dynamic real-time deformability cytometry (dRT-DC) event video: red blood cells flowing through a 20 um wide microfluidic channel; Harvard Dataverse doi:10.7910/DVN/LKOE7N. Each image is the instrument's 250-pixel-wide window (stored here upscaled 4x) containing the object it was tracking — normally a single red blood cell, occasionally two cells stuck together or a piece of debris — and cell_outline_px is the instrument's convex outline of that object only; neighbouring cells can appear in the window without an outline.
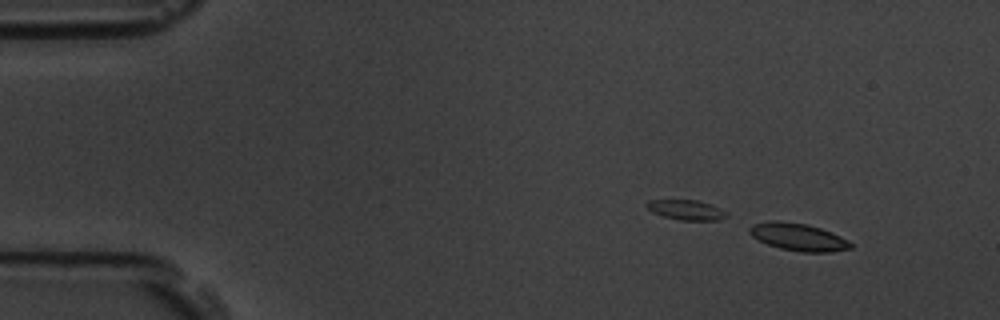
{"species": "common noctule bat (a hibernating species)", "species_latin": "Nyctalus noctula", "temperature_condition": "room temperature", "stored_images_in_passage": 15, "camera_frame_rate_fps": 3000, "um_per_image_px": 0.085, "animal": {"sex": "male", "body_mass_g": 19.5, "forearm_length_mm": 54.6}, "frame": {"image": 1, "passage_image": 2, "time_ms": 1.0, "image_size_px": [1000, 320], "cell_outline_px": [[852, 248], [832, 252], [800, 252], [780, 248], [768, 244], [752, 236], [748, 232], [748, 228], [752, 224], [768, 220], [780, 220], [808, 224], [832, 232], [848, 240], [852, 244]], "centroid_in_image_um": [67.84, 20.13], "position_along_channel_um": 17.2, "area_um2": 16.36}}
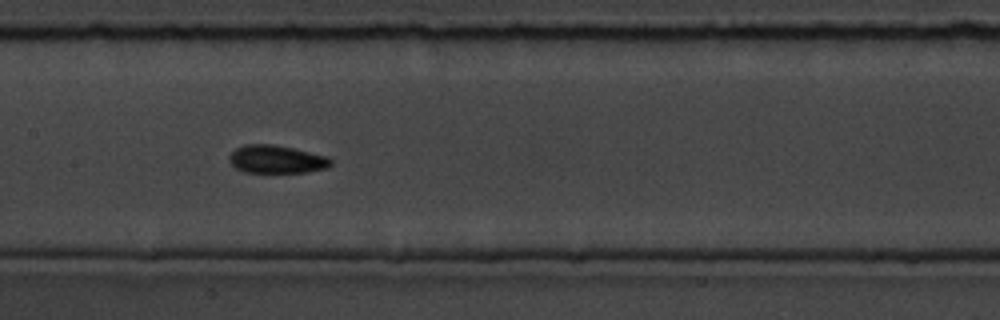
{"frame": {"image": 2, "passage_image": 8, "time_ms": 8.667, "image_size_px": [1000, 320], "cell_outline_px": [[332, 164], [328, 168], [308, 172], [244, 172], [236, 168], [228, 160], [228, 156], [236, 148], [244, 144], [272, 144], [292, 148], [328, 156], [332, 160]], "centroid_in_image_um": [23.51, 13.54], "position_along_channel_um": 183.9, "area_um2": 16.65}}
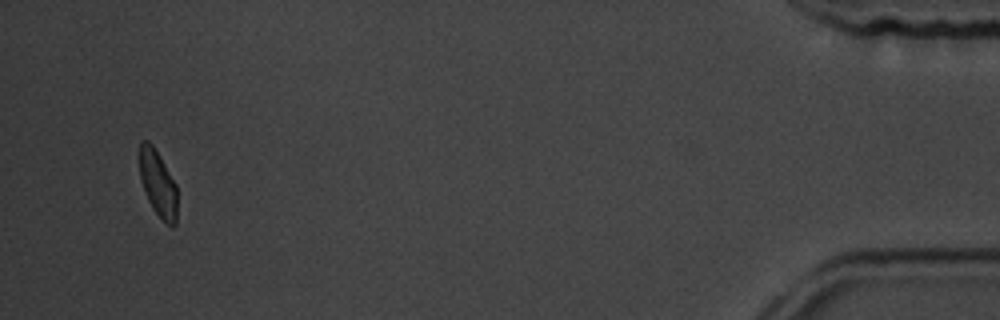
{"frame": {"image": 3, "passage_image": 15, "time_ms": 17.667, "image_size_px": [1000, 320], "cell_outline_px": [[176, 224], [172, 228], [152, 208], [148, 200], [140, 180], [140, 140], [148, 140], [152, 144], [176, 184]], "centroid_in_image_um": [13.41, 15.59], "position_along_channel_um": 421.8, "area_um2": 14.28}, "authors_computed_cell_mechanics": {"area_um2": 16.0684, "velocity_mm_per_s": 3.5382, "shape_relaxation_time_tau1_ms": 3.9834, "shape_relaxation_time_tau2_ms": null, "deformation_change_tau1": 0.1033, "deformation_change_tau2": null}}